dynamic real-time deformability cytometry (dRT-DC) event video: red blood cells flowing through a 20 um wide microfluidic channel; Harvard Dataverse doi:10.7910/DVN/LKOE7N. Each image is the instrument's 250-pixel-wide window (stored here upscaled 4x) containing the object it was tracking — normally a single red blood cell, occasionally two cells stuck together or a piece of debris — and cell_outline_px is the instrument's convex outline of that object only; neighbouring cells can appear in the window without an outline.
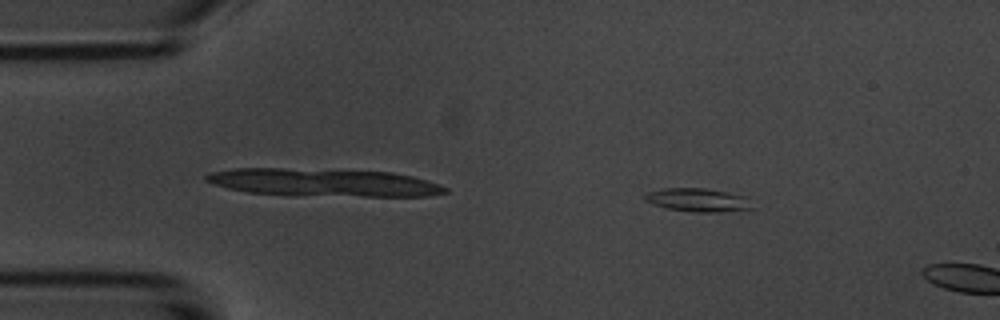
{"species": "common noctule bat (a hibernating species)", "species_latin": "Nyctalus noctula", "temperature_condition": "room temperature", "stored_images_in_passage": 11, "camera_frame_rate_fps": 3000, "um_per_image_px": 0.085, "animal": {"sex": "male", "body_mass_g": 20.1, "forearm_length_mm": 53.5}, "frame": {"image": 1, "passage_image": 8, "time_ms": 2.333, "image_size_px": [1000, 320], "cell_outline_px": [[752, 208], [716, 212], [692, 212], [668, 208], [652, 204], [644, 200], [644, 192], [664, 188], [708, 188], [744, 196]], "centroid_in_image_um": [59.21, 16.98], "position_along_channel_um": 25.8, "area_um2": 14.45}}